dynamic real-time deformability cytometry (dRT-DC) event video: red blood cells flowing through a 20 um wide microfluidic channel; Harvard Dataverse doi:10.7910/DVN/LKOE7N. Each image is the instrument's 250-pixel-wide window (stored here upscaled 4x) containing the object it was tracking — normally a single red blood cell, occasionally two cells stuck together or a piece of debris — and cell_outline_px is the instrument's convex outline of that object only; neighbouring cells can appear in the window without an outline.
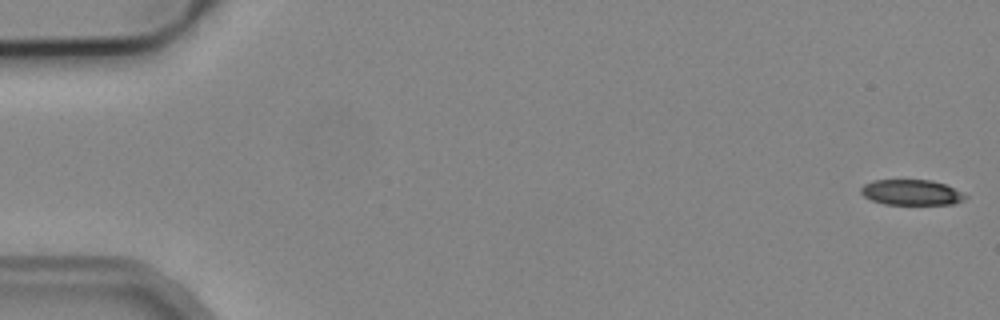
{"species": "common noctule bat (a hibernating species)", "species_latin": "Nyctalus noctula", "temperature_condition": "cold", "stored_images_in_passage": 6, "camera_frame_rate_fps": 3000, "um_per_image_px": 0.085, "animal": {"sex": "male", "body_mass_g": 19.2, "forearm_length_mm": 51.8}, "frame": {"image": 1, "passage_image": 1, "time_ms": 0.0, "image_size_px": [1000, 320], "cell_outline_px": [[968, 196], [964, 200], [952, 204], [884, 204], [872, 200], [864, 196], [860, 192], [860, 188], [864, 184], [872, 180], [932, 180], [944, 184]], "centroid_in_image_um": [77.43, 16.35], "position_along_channel_um": 7.6, "area_um2": 15.37}}